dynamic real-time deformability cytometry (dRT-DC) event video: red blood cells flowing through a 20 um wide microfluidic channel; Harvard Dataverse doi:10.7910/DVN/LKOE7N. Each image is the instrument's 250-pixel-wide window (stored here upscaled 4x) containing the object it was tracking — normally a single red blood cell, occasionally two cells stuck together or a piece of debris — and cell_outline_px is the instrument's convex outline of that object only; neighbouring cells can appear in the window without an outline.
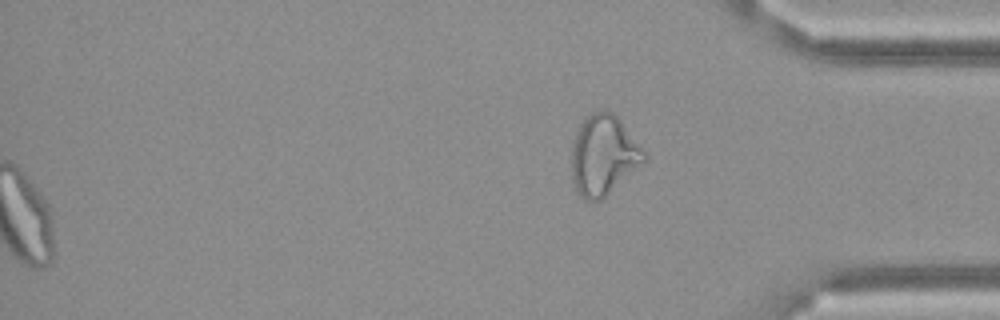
{"species": "Egyptian fruit bat (a non-hibernating species)", "species_latin": "Rousettus aegyptiacus", "temperature_condition": "cold", "stored_images_in_passage": 57, "segment_of_instrument_passage": [2, 2], "camera_frame_rate_fps": 3000, "um_per_image_px": 0.085, "frame": {"image": 1, "passage_image": 57, "time_ms": 18.667, "image_size_px": [1000, 320], "cell_outline_px": [[648, 156], [644, 160], [600, 200], [584, 200], [580, 196], [572, 180], [572, 148], [576, 132], [580, 124], [592, 112], [604, 108], [612, 112], [616, 116]], "centroid_in_image_um": [51.25, 13.16], "position_along_channel_um": 384.0, "area_um2": 32.89}}